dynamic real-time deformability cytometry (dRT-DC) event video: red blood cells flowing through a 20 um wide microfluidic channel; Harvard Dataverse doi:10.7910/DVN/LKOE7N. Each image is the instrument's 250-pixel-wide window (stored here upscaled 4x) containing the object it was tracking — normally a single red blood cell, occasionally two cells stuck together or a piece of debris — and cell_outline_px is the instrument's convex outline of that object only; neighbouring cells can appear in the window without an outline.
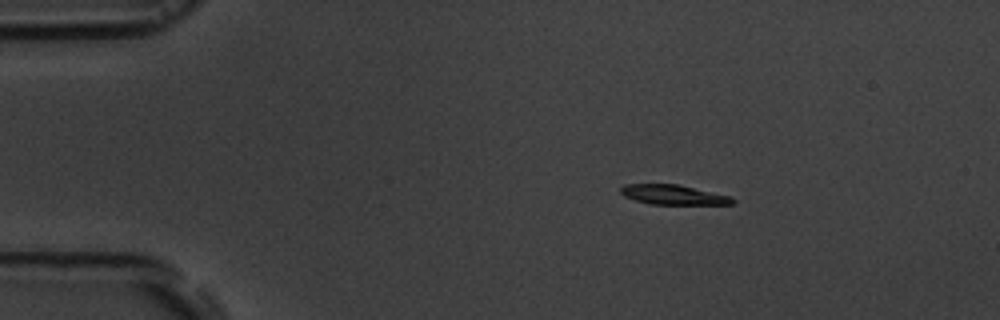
{"species": "common noctule bat (a hibernating species)", "species_latin": "Nyctalus noctula", "temperature_condition": "room temperature", "stored_images_in_passage": 47, "camera_frame_rate_fps": 3000, "um_per_image_px": 0.085, "animal": {"sex": "male", "body_mass_g": 19.5, "forearm_length_mm": 54.6}, "frame": {"image": 1, "passage_image": 1, "time_ms": 0.0, "image_size_px": [1000, 320], "cell_outline_px": [[736, 200], [732, 204], [648, 204], [624, 196], [620, 192], [620, 188], [624, 184], [676, 184], [728, 196]], "centroid_in_image_um": [57.16, 16.55], "position_along_channel_um": 27.8, "area_um2": 12.6}}
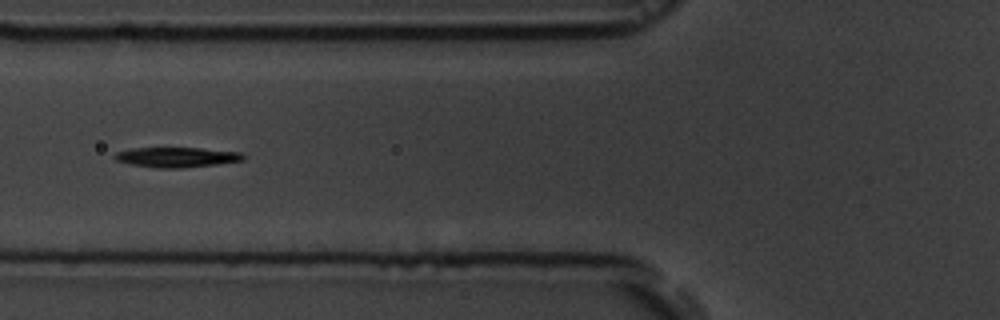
{"frame": {"image": 2, "passage_image": 13, "time_ms": 4.0, "image_size_px": [1000, 320], "cell_outline_px": [[248, 156], [244, 160], [216, 164], [184, 168], [156, 168], [132, 164], [116, 160], [112, 156], [116, 152], [132, 148], [200, 148], [240, 152]], "centroid_in_image_um": [15.04, 13.36], "position_along_channel_um": 110.8, "area_um2": 15.03}}
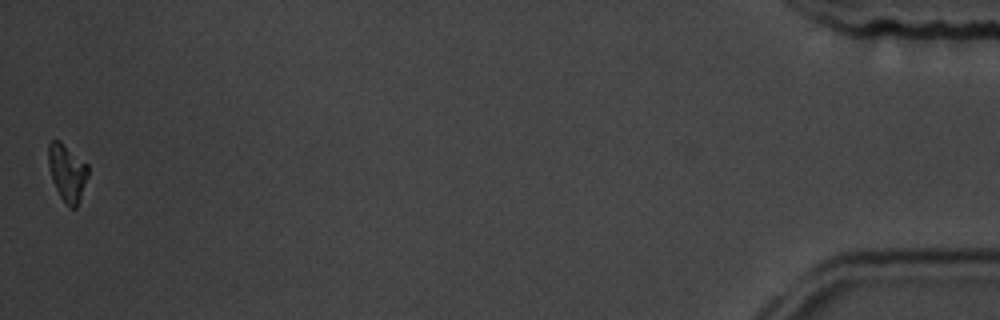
{"frame": {"image": 3, "passage_image": 47, "time_ms": 15.333, "image_size_px": [1000, 320], "cell_outline_px": [[88, 176], [76, 208], [68, 208], [60, 196], [52, 180], [48, 164], [48, 144], [52, 140], [60, 140], [88, 164]], "centroid_in_image_um": [5.7, 14.65], "position_along_channel_um": 429.5, "area_um2": 13.24}, "authors_computed_cell_mechanics": {"area_um2": 14.3344, "velocity_mm_per_s": 3.648, "shape_relaxation_time_tau1_ms": 2.4376, "shape_relaxation_time_tau2_ms": null, "deformation_change_tau1": 0.1184, "deformation_change_tau2": null}}